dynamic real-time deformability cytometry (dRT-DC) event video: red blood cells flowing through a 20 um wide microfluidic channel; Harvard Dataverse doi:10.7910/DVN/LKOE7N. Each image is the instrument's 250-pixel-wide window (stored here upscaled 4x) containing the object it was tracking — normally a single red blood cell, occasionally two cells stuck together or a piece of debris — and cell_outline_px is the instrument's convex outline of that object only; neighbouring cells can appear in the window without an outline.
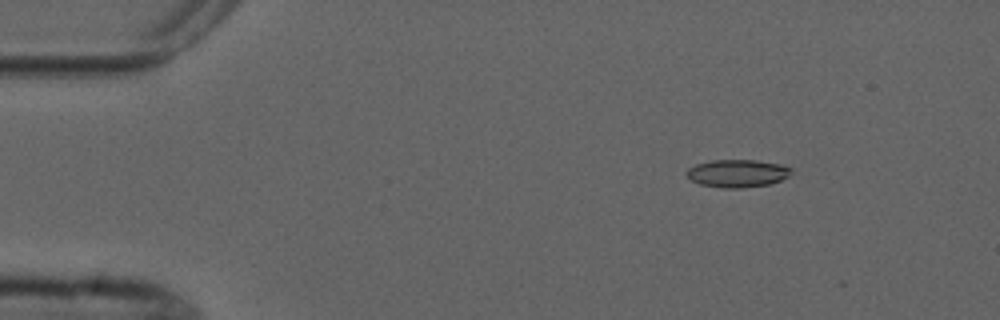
{"species": "common noctule bat (a hibernating species)", "species_latin": "Nyctalus noctula", "temperature_condition": "cold", "stored_images_in_passage": 5, "camera_frame_rate_fps": 3000, "um_per_image_px": 0.085, "animal": {"sex": "male", "forearm_length_mm": 52.5}, "frame": {"image": 1, "passage_image": 3, "time_ms": 2.333, "image_size_px": [1000, 320], "cell_outline_px": [[792, 172], [788, 176], [780, 180], [768, 184], [740, 188], [724, 188], [700, 184], [692, 180], [684, 172], [688, 168], [696, 164], [712, 160], [756, 160], [780, 164], [792, 168]], "centroid_in_image_um": [62.67, 14.72], "position_along_channel_um": 22.3, "area_um2": 16.82}}